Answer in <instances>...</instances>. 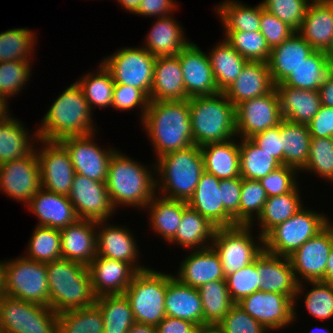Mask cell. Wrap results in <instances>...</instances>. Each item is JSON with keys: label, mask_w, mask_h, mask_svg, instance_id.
Masks as SVG:
<instances>
[{"label": "cell", "mask_w": 333, "mask_h": 333, "mask_svg": "<svg viewBox=\"0 0 333 333\" xmlns=\"http://www.w3.org/2000/svg\"><path fill=\"white\" fill-rule=\"evenodd\" d=\"M34 39L36 36L27 27L0 33V62L30 60Z\"/></svg>", "instance_id": "obj_50"}, {"label": "cell", "mask_w": 333, "mask_h": 333, "mask_svg": "<svg viewBox=\"0 0 333 333\" xmlns=\"http://www.w3.org/2000/svg\"><path fill=\"white\" fill-rule=\"evenodd\" d=\"M39 141L45 144L37 153L41 188L68 196L76 174L68 152L58 141L38 140V144Z\"/></svg>", "instance_id": "obj_18"}, {"label": "cell", "mask_w": 333, "mask_h": 333, "mask_svg": "<svg viewBox=\"0 0 333 333\" xmlns=\"http://www.w3.org/2000/svg\"><path fill=\"white\" fill-rule=\"evenodd\" d=\"M149 99L153 101L187 100L179 57H156L153 85Z\"/></svg>", "instance_id": "obj_31"}, {"label": "cell", "mask_w": 333, "mask_h": 333, "mask_svg": "<svg viewBox=\"0 0 333 333\" xmlns=\"http://www.w3.org/2000/svg\"><path fill=\"white\" fill-rule=\"evenodd\" d=\"M127 333H157L156 326L135 322Z\"/></svg>", "instance_id": "obj_68"}, {"label": "cell", "mask_w": 333, "mask_h": 333, "mask_svg": "<svg viewBox=\"0 0 333 333\" xmlns=\"http://www.w3.org/2000/svg\"><path fill=\"white\" fill-rule=\"evenodd\" d=\"M333 70V61L326 52L314 51L281 83L297 89L318 91Z\"/></svg>", "instance_id": "obj_36"}, {"label": "cell", "mask_w": 333, "mask_h": 333, "mask_svg": "<svg viewBox=\"0 0 333 333\" xmlns=\"http://www.w3.org/2000/svg\"><path fill=\"white\" fill-rule=\"evenodd\" d=\"M251 225L216 228L211 246L218 253L225 277L249 265L263 252L254 241Z\"/></svg>", "instance_id": "obj_11"}, {"label": "cell", "mask_w": 333, "mask_h": 333, "mask_svg": "<svg viewBox=\"0 0 333 333\" xmlns=\"http://www.w3.org/2000/svg\"><path fill=\"white\" fill-rule=\"evenodd\" d=\"M314 51V48L298 32L280 45L273 47L268 65L274 85L282 83Z\"/></svg>", "instance_id": "obj_32"}, {"label": "cell", "mask_w": 333, "mask_h": 333, "mask_svg": "<svg viewBox=\"0 0 333 333\" xmlns=\"http://www.w3.org/2000/svg\"><path fill=\"white\" fill-rule=\"evenodd\" d=\"M313 286L305 295V306L314 317L325 320L333 317V285L322 280L308 281Z\"/></svg>", "instance_id": "obj_56"}, {"label": "cell", "mask_w": 333, "mask_h": 333, "mask_svg": "<svg viewBox=\"0 0 333 333\" xmlns=\"http://www.w3.org/2000/svg\"><path fill=\"white\" fill-rule=\"evenodd\" d=\"M241 139L239 142L241 178L259 181L282 166L277 159L262 151L250 138Z\"/></svg>", "instance_id": "obj_44"}, {"label": "cell", "mask_w": 333, "mask_h": 333, "mask_svg": "<svg viewBox=\"0 0 333 333\" xmlns=\"http://www.w3.org/2000/svg\"><path fill=\"white\" fill-rule=\"evenodd\" d=\"M268 196L266 190L257 180L242 178L240 198V225H252L253 215L261 214ZM255 212V213H254Z\"/></svg>", "instance_id": "obj_53"}, {"label": "cell", "mask_w": 333, "mask_h": 333, "mask_svg": "<svg viewBox=\"0 0 333 333\" xmlns=\"http://www.w3.org/2000/svg\"><path fill=\"white\" fill-rule=\"evenodd\" d=\"M332 244L333 224L329 222L320 232L308 239L288 257L298 283H300V279L308 282L320 281L325 278ZM300 276L301 278H299Z\"/></svg>", "instance_id": "obj_15"}, {"label": "cell", "mask_w": 333, "mask_h": 333, "mask_svg": "<svg viewBox=\"0 0 333 333\" xmlns=\"http://www.w3.org/2000/svg\"><path fill=\"white\" fill-rule=\"evenodd\" d=\"M5 262H0V297L5 295Z\"/></svg>", "instance_id": "obj_72"}, {"label": "cell", "mask_w": 333, "mask_h": 333, "mask_svg": "<svg viewBox=\"0 0 333 333\" xmlns=\"http://www.w3.org/2000/svg\"><path fill=\"white\" fill-rule=\"evenodd\" d=\"M262 151H265L283 165L281 123L273 128L255 134L250 138Z\"/></svg>", "instance_id": "obj_63"}, {"label": "cell", "mask_w": 333, "mask_h": 333, "mask_svg": "<svg viewBox=\"0 0 333 333\" xmlns=\"http://www.w3.org/2000/svg\"><path fill=\"white\" fill-rule=\"evenodd\" d=\"M93 135L70 136L58 142L68 152L76 174L98 182H106L108 164L116 149H101L92 140Z\"/></svg>", "instance_id": "obj_16"}, {"label": "cell", "mask_w": 333, "mask_h": 333, "mask_svg": "<svg viewBox=\"0 0 333 333\" xmlns=\"http://www.w3.org/2000/svg\"><path fill=\"white\" fill-rule=\"evenodd\" d=\"M321 105L333 107V70L318 89Z\"/></svg>", "instance_id": "obj_67"}, {"label": "cell", "mask_w": 333, "mask_h": 333, "mask_svg": "<svg viewBox=\"0 0 333 333\" xmlns=\"http://www.w3.org/2000/svg\"><path fill=\"white\" fill-rule=\"evenodd\" d=\"M150 99L141 90L133 86L116 84L113 90L112 107L118 110H131L137 106H142L141 119L143 120L147 111Z\"/></svg>", "instance_id": "obj_61"}, {"label": "cell", "mask_w": 333, "mask_h": 333, "mask_svg": "<svg viewBox=\"0 0 333 333\" xmlns=\"http://www.w3.org/2000/svg\"><path fill=\"white\" fill-rule=\"evenodd\" d=\"M27 204V207L39 218L37 226L61 230L79 219L68 196L52 193L43 188L33 195Z\"/></svg>", "instance_id": "obj_27"}, {"label": "cell", "mask_w": 333, "mask_h": 333, "mask_svg": "<svg viewBox=\"0 0 333 333\" xmlns=\"http://www.w3.org/2000/svg\"><path fill=\"white\" fill-rule=\"evenodd\" d=\"M178 271L174 277L196 289L214 280H226L220 257L212 246L195 249L182 261Z\"/></svg>", "instance_id": "obj_28"}, {"label": "cell", "mask_w": 333, "mask_h": 333, "mask_svg": "<svg viewBox=\"0 0 333 333\" xmlns=\"http://www.w3.org/2000/svg\"><path fill=\"white\" fill-rule=\"evenodd\" d=\"M302 170L333 182V137L311 138L308 161Z\"/></svg>", "instance_id": "obj_52"}, {"label": "cell", "mask_w": 333, "mask_h": 333, "mask_svg": "<svg viewBox=\"0 0 333 333\" xmlns=\"http://www.w3.org/2000/svg\"><path fill=\"white\" fill-rule=\"evenodd\" d=\"M28 243L27 258L41 263L61 259V235L58 229L36 226Z\"/></svg>", "instance_id": "obj_49"}, {"label": "cell", "mask_w": 333, "mask_h": 333, "mask_svg": "<svg viewBox=\"0 0 333 333\" xmlns=\"http://www.w3.org/2000/svg\"><path fill=\"white\" fill-rule=\"evenodd\" d=\"M307 127L311 138L333 137V107L321 105Z\"/></svg>", "instance_id": "obj_64"}, {"label": "cell", "mask_w": 333, "mask_h": 333, "mask_svg": "<svg viewBox=\"0 0 333 333\" xmlns=\"http://www.w3.org/2000/svg\"><path fill=\"white\" fill-rule=\"evenodd\" d=\"M147 207L153 229L169 242L176 234L182 213L188 207V203L154 196Z\"/></svg>", "instance_id": "obj_41"}, {"label": "cell", "mask_w": 333, "mask_h": 333, "mask_svg": "<svg viewBox=\"0 0 333 333\" xmlns=\"http://www.w3.org/2000/svg\"><path fill=\"white\" fill-rule=\"evenodd\" d=\"M225 39L232 47L248 61H262L268 63L271 48L260 31H224Z\"/></svg>", "instance_id": "obj_51"}, {"label": "cell", "mask_w": 333, "mask_h": 333, "mask_svg": "<svg viewBox=\"0 0 333 333\" xmlns=\"http://www.w3.org/2000/svg\"><path fill=\"white\" fill-rule=\"evenodd\" d=\"M204 313V324H218L234 305L226 280H214L198 288Z\"/></svg>", "instance_id": "obj_46"}, {"label": "cell", "mask_w": 333, "mask_h": 333, "mask_svg": "<svg viewBox=\"0 0 333 333\" xmlns=\"http://www.w3.org/2000/svg\"><path fill=\"white\" fill-rule=\"evenodd\" d=\"M157 160L154 169L160 173V182L156 180V189H163L161 192L167 194L162 196L164 198L188 202L205 171L200 147L193 144L164 154Z\"/></svg>", "instance_id": "obj_6"}, {"label": "cell", "mask_w": 333, "mask_h": 333, "mask_svg": "<svg viewBox=\"0 0 333 333\" xmlns=\"http://www.w3.org/2000/svg\"><path fill=\"white\" fill-rule=\"evenodd\" d=\"M142 0H118V3L123 6L122 9L129 11L130 13H135Z\"/></svg>", "instance_id": "obj_71"}, {"label": "cell", "mask_w": 333, "mask_h": 333, "mask_svg": "<svg viewBox=\"0 0 333 333\" xmlns=\"http://www.w3.org/2000/svg\"><path fill=\"white\" fill-rule=\"evenodd\" d=\"M241 186V177L220 180L223 207L233 217V226L240 225Z\"/></svg>", "instance_id": "obj_62"}, {"label": "cell", "mask_w": 333, "mask_h": 333, "mask_svg": "<svg viewBox=\"0 0 333 333\" xmlns=\"http://www.w3.org/2000/svg\"><path fill=\"white\" fill-rule=\"evenodd\" d=\"M12 260L5 261V295L49 306L46 263L24 255Z\"/></svg>", "instance_id": "obj_10"}, {"label": "cell", "mask_w": 333, "mask_h": 333, "mask_svg": "<svg viewBox=\"0 0 333 333\" xmlns=\"http://www.w3.org/2000/svg\"><path fill=\"white\" fill-rule=\"evenodd\" d=\"M238 305L268 331L282 329L296 319L293 300L281 293L256 291Z\"/></svg>", "instance_id": "obj_17"}, {"label": "cell", "mask_w": 333, "mask_h": 333, "mask_svg": "<svg viewBox=\"0 0 333 333\" xmlns=\"http://www.w3.org/2000/svg\"><path fill=\"white\" fill-rule=\"evenodd\" d=\"M260 32L272 49L290 38L296 31L265 10L261 4Z\"/></svg>", "instance_id": "obj_60"}, {"label": "cell", "mask_w": 333, "mask_h": 333, "mask_svg": "<svg viewBox=\"0 0 333 333\" xmlns=\"http://www.w3.org/2000/svg\"><path fill=\"white\" fill-rule=\"evenodd\" d=\"M197 325L183 319L166 316L157 326V333H195Z\"/></svg>", "instance_id": "obj_66"}, {"label": "cell", "mask_w": 333, "mask_h": 333, "mask_svg": "<svg viewBox=\"0 0 333 333\" xmlns=\"http://www.w3.org/2000/svg\"><path fill=\"white\" fill-rule=\"evenodd\" d=\"M167 284L168 274L150 268L135 275L124 292L135 322L157 326L166 317Z\"/></svg>", "instance_id": "obj_7"}, {"label": "cell", "mask_w": 333, "mask_h": 333, "mask_svg": "<svg viewBox=\"0 0 333 333\" xmlns=\"http://www.w3.org/2000/svg\"><path fill=\"white\" fill-rule=\"evenodd\" d=\"M95 304L103 317V333H127L135 323L129 301L124 294L96 297Z\"/></svg>", "instance_id": "obj_43"}, {"label": "cell", "mask_w": 333, "mask_h": 333, "mask_svg": "<svg viewBox=\"0 0 333 333\" xmlns=\"http://www.w3.org/2000/svg\"><path fill=\"white\" fill-rule=\"evenodd\" d=\"M166 316L190 321L197 326L204 325V313L199 290L168 275L165 294Z\"/></svg>", "instance_id": "obj_30"}, {"label": "cell", "mask_w": 333, "mask_h": 333, "mask_svg": "<svg viewBox=\"0 0 333 333\" xmlns=\"http://www.w3.org/2000/svg\"><path fill=\"white\" fill-rule=\"evenodd\" d=\"M327 218L302 208L264 237V250L273 255L289 257L329 223Z\"/></svg>", "instance_id": "obj_9"}, {"label": "cell", "mask_w": 333, "mask_h": 333, "mask_svg": "<svg viewBox=\"0 0 333 333\" xmlns=\"http://www.w3.org/2000/svg\"><path fill=\"white\" fill-rule=\"evenodd\" d=\"M188 206L207 218L217 228L233 227V217L224 209L220 179L204 171Z\"/></svg>", "instance_id": "obj_23"}, {"label": "cell", "mask_w": 333, "mask_h": 333, "mask_svg": "<svg viewBox=\"0 0 333 333\" xmlns=\"http://www.w3.org/2000/svg\"><path fill=\"white\" fill-rule=\"evenodd\" d=\"M227 288L234 304L250 294L260 291L261 280L256 268V259L249 265L226 276Z\"/></svg>", "instance_id": "obj_54"}, {"label": "cell", "mask_w": 333, "mask_h": 333, "mask_svg": "<svg viewBox=\"0 0 333 333\" xmlns=\"http://www.w3.org/2000/svg\"><path fill=\"white\" fill-rule=\"evenodd\" d=\"M256 268L261 280L260 291L281 293L293 300L303 292L302 281L297 282L288 257L277 256L263 250L256 258Z\"/></svg>", "instance_id": "obj_20"}, {"label": "cell", "mask_w": 333, "mask_h": 333, "mask_svg": "<svg viewBox=\"0 0 333 333\" xmlns=\"http://www.w3.org/2000/svg\"><path fill=\"white\" fill-rule=\"evenodd\" d=\"M0 333H58V314L49 306L0 297Z\"/></svg>", "instance_id": "obj_8"}, {"label": "cell", "mask_w": 333, "mask_h": 333, "mask_svg": "<svg viewBox=\"0 0 333 333\" xmlns=\"http://www.w3.org/2000/svg\"><path fill=\"white\" fill-rule=\"evenodd\" d=\"M96 226V221L78 219L61 229V258L88 266L97 255Z\"/></svg>", "instance_id": "obj_26"}, {"label": "cell", "mask_w": 333, "mask_h": 333, "mask_svg": "<svg viewBox=\"0 0 333 333\" xmlns=\"http://www.w3.org/2000/svg\"><path fill=\"white\" fill-rule=\"evenodd\" d=\"M28 133L23 124L10 115L0 122V164L24 158L34 150L29 138L32 135Z\"/></svg>", "instance_id": "obj_42"}, {"label": "cell", "mask_w": 333, "mask_h": 333, "mask_svg": "<svg viewBox=\"0 0 333 333\" xmlns=\"http://www.w3.org/2000/svg\"><path fill=\"white\" fill-rule=\"evenodd\" d=\"M98 68L97 74L81 77L77 84L81 87L83 94L88 101L91 110L92 105L95 107H110L112 106L113 90L115 83L113 81L111 73L104 67L102 63Z\"/></svg>", "instance_id": "obj_48"}, {"label": "cell", "mask_w": 333, "mask_h": 333, "mask_svg": "<svg viewBox=\"0 0 333 333\" xmlns=\"http://www.w3.org/2000/svg\"><path fill=\"white\" fill-rule=\"evenodd\" d=\"M171 14L158 18L146 36L145 49L155 57L176 56L189 43Z\"/></svg>", "instance_id": "obj_34"}, {"label": "cell", "mask_w": 333, "mask_h": 333, "mask_svg": "<svg viewBox=\"0 0 333 333\" xmlns=\"http://www.w3.org/2000/svg\"><path fill=\"white\" fill-rule=\"evenodd\" d=\"M31 61L0 62V98L6 102L7 98L16 95L30 78Z\"/></svg>", "instance_id": "obj_55"}, {"label": "cell", "mask_w": 333, "mask_h": 333, "mask_svg": "<svg viewBox=\"0 0 333 333\" xmlns=\"http://www.w3.org/2000/svg\"><path fill=\"white\" fill-rule=\"evenodd\" d=\"M92 115L81 87L75 82L51 105L34 138L59 141L70 136L94 134Z\"/></svg>", "instance_id": "obj_2"}, {"label": "cell", "mask_w": 333, "mask_h": 333, "mask_svg": "<svg viewBox=\"0 0 333 333\" xmlns=\"http://www.w3.org/2000/svg\"><path fill=\"white\" fill-rule=\"evenodd\" d=\"M282 120L275 87L265 95L245 100L235 106L236 133L240 138H251L257 133L278 126Z\"/></svg>", "instance_id": "obj_13"}, {"label": "cell", "mask_w": 333, "mask_h": 333, "mask_svg": "<svg viewBox=\"0 0 333 333\" xmlns=\"http://www.w3.org/2000/svg\"><path fill=\"white\" fill-rule=\"evenodd\" d=\"M297 32L315 51L329 53L333 40V0H312Z\"/></svg>", "instance_id": "obj_24"}, {"label": "cell", "mask_w": 333, "mask_h": 333, "mask_svg": "<svg viewBox=\"0 0 333 333\" xmlns=\"http://www.w3.org/2000/svg\"><path fill=\"white\" fill-rule=\"evenodd\" d=\"M40 189L37 149L24 158L0 164V190L7 196L27 204Z\"/></svg>", "instance_id": "obj_14"}, {"label": "cell", "mask_w": 333, "mask_h": 333, "mask_svg": "<svg viewBox=\"0 0 333 333\" xmlns=\"http://www.w3.org/2000/svg\"><path fill=\"white\" fill-rule=\"evenodd\" d=\"M177 3L173 0H142L134 14L139 16H157L158 18L168 16L177 8Z\"/></svg>", "instance_id": "obj_65"}, {"label": "cell", "mask_w": 333, "mask_h": 333, "mask_svg": "<svg viewBox=\"0 0 333 333\" xmlns=\"http://www.w3.org/2000/svg\"><path fill=\"white\" fill-rule=\"evenodd\" d=\"M322 281L333 285V244H332V248H331L327 266H326L325 278Z\"/></svg>", "instance_id": "obj_69"}, {"label": "cell", "mask_w": 333, "mask_h": 333, "mask_svg": "<svg viewBox=\"0 0 333 333\" xmlns=\"http://www.w3.org/2000/svg\"><path fill=\"white\" fill-rule=\"evenodd\" d=\"M322 329H323V328H321V327L319 328V327H318V329H317V328L314 329L316 332L313 330L314 332L311 331L310 333H318V331H319V333H321V332H322V333H330V331H329L327 328L324 329V331H323ZM321 330H322V331H321ZM326 331H327V332H326Z\"/></svg>", "instance_id": "obj_74"}, {"label": "cell", "mask_w": 333, "mask_h": 333, "mask_svg": "<svg viewBox=\"0 0 333 333\" xmlns=\"http://www.w3.org/2000/svg\"><path fill=\"white\" fill-rule=\"evenodd\" d=\"M142 121L158 158L194 144L189 99L150 100Z\"/></svg>", "instance_id": "obj_1"}, {"label": "cell", "mask_w": 333, "mask_h": 333, "mask_svg": "<svg viewBox=\"0 0 333 333\" xmlns=\"http://www.w3.org/2000/svg\"><path fill=\"white\" fill-rule=\"evenodd\" d=\"M195 333H223L218 324H204L197 327Z\"/></svg>", "instance_id": "obj_70"}, {"label": "cell", "mask_w": 333, "mask_h": 333, "mask_svg": "<svg viewBox=\"0 0 333 333\" xmlns=\"http://www.w3.org/2000/svg\"><path fill=\"white\" fill-rule=\"evenodd\" d=\"M299 190L296 185L286 194L267 198L263 210L257 218V221L260 222L258 225L261 227V231H259L261 233L258 235L260 243H264V237L274 227L285 222L303 208Z\"/></svg>", "instance_id": "obj_38"}, {"label": "cell", "mask_w": 333, "mask_h": 333, "mask_svg": "<svg viewBox=\"0 0 333 333\" xmlns=\"http://www.w3.org/2000/svg\"><path fill=\"white\" fill-rule=\"evenodd\" d=\"M283 119L307 125L321 107L318 91L275 85Z\"/></svg>", "instance_id": "obj_33"}, {"label": "cell", "mask_w": 333, "mask_h": 333, "mask_svg": "<svg viewBox=\"0 0 333 333\" xmlns=\"http://www.w3.org/2000/svg\"><path fill=\"white\" fill-rule=\"evenodd\" d=\"M107 57L102 64L111 73L114 83L136 87L149 97L154 77V55L142 46L125 47Z\"/></svg>", "instance_id": "obj_12"}, {"label": "cell", "mask_w": 333, "mask_h": 333, "mask_svg": "<svg viewBox=\"0 0 333 333\" xmlns=\"http://www.w3.org/2000/svg\"><path fill=\"white\" fill-rule=\"evenodd\" d=\"M274 87L268 63L247 61L237 79L223 93L236 106L265 95Z\"/></svg>", "instance_id": "obj_29"}, {"label": "cell", "mask_w": 333, "mask_h": 333, "mask_svg": "<svg viewBox=\"0 0 333 333\" xmlns=\"http://www.w3.org/2000/svg\"><path fill=\"white\" fill-rule=\"evenodd\" d=\"M96 297L124 294L138 271L129 263L96 255L88 265Z\"/></svg>", "instance_id": "obj_22"}, {"label": "cell", "mask_w": 333, "mask_h": 333, "mask_svg": "<svg viewBox=\"0 0 333 333\" xmlns=\"http://www.w3.org/2000/svg\"><path fill=\"white\" fill-rule=\"evenodd\" d=\"M225 31H260L261 3L256 7L226 0L216 6Z\"/></svg>", "instance_id": "obj_45"}, {"label": "cell", "mask_w": 333, "mask_h": 333, "mask_svg": "<svg viewBox=\"0 0 333 333\" xmlns=\"http://www.w3.org/2000/svg\"><path fill=\"white\" fill-rule=\"evenodd\" d=\"M115 151L108 164L106 186L113 207L127 205L145 208L156 195L151 170ZM118 205V206H117Z\"/></svg>", "instance_id": "obj_4"}, {"label": "cell", "mask_w": 333, "mask_h": 333, "mask_svg": "<svg viewBox=\"0 0 333 333\" xmlns=\"http://www.w3.org/2000/svg\"><path fill=\"white\" fill-rule=\"evenodd\" d=\"M193 142L201 147L236 137L235 106L223 92L189 98Z\"/></svg>", "instance_id": "obj_5"}, {"label": "cell", "mask_w": 333, "mask_h": 333, "mask_svg": "<svg viewBox=\"0 0 333 333\" xmlns=\"http://www.w3.org/2000/svg\"><path fill=\"white\" fill-rule=\"evenodd\" d=\"M204 170L218 179H234L240 176L239 143L233 139L221 143H209L200 147Z\"/></svg>", "instance_id": "obj_35"}, {"label": "cell", "mask_w": 333, "mask_h": 333, "mask_svg": "<svg viewBox=\"0 0 333 333\" xmlns=\"http://www.w3.org/2000/svg\"><path fill=\"white\" fill-rule=\"evenodd\" d=\"M281 136L283 165L293 167L297 172L301 171L308 161L311 142L307 125L283 119Z\"/></svg>", "instance_id": "obj_39"}, {"label": "cell", "mask_w": 333, "mask_h": 333, "mask_svg": "<svg viewBox=\"0 0 333 333\" xmlns=\"http://www.w3.org/2000/svg\"><path fill=\"white\" fill-rule=\"evenodd\" d=\"M7 102L0 98V122L3 121L8 115H9V111L7 110L8 109V106H7ZM8 113V114H7Z\"/></svg>", "instance_id": "obj_73"}, {"label": "cell", "mask_w": 333, "mask_h": 333, "mask_svg": "<svg viewBox=\"0 0 333 333\" xmlns=\"http://www.w3.org/2000/svg\"><path fill=\"white\" fill-rule=\"evenodd\" d=\"M216 228L207 218L188 206L183 211L176 234L169 243L176 242L187 249H205L211 246L209 244L212 243Z\"/></svg>", "instance_id": "obj_37"}, {"label": "cell", "mask_w": 333, "mask_h": 333, "mask_svg": "<svg viewBox=\"0 0 333 333\" xmlns=\"http://www.w3.org/2000/svg\"><path fill=\"white\" fill-rule=\"evenodd\" d=\"M223 333H267L257 320L252 318L238 304H234L229 313L218 323Z\"/></svg>", "instance_id": "obj_58"}, {"label": "cell", "mask_w": 333, "mask_h": 333, "mask_svg": "<svg viewBox=\"0 0 333 333\" xmlns=\"http://www.w3.org/2000/svg\"><path fill=\"white\" fill-rule=\"evenodd\" d=\"M328 55L330 56V58L333 61V40H332V46H331V51L328 53Z\"/></svg>", "instance_id": "obj_75"}, {"label": "cell", "mask_w": 333, "mask_h": 333, "mask_svg": "<svg viewBox=\"0 0 333 333\" xmlns=\"http://www.w3.org/2000/svg\"><path fill=\"white\" fill-rule=\"evenodd\" d=\"M296 169L282 165L261 178L259 182L266 190L268 197L283 195L290 192L296 185Z\"/></svg>", "instance_id": "obj_59"}, {"label": "cell", "mask_w": 333, "mask_h": 333, "mask_svg": "<svg viewBox=\"0 0 333 333\" xmlns=\"http://www.w3.org/2000/svg\"><path fill=\"white\" fill-rule=\"evenodd\" d=\"M68 197L79 219L106 221L116 210L111 203L106 182H98L83 175H74Z\"/></svg>", "instance_id": "obj_19"}, {"label": "cell", "mask_w": 333, "mask_h": 333, "mask_svg": "<svg viewBox=\"0 0 333 333\" xmlns=\"http://www.w3.org/2000/svg\"><path fill=\"white\" fill-rule=\"evenodd\" d=\"M49 307L58 313L90 307L96 296L87 265L67 259L46 263Z\"/></svg>", "instance_id": "obj_3"}, {"label": "cell", "mask_w": 333, "mask_h": 333, "mask_svg": "<svg viewBox=\"0 0 333 333\" xmlns=\"http://www.w3.org/2000/svg\"><path fill=\"white\" fill-rule=\"evenodd\" d=\"M208 57L220 92H224L237 79L248 61L225 38L208 53Z\"/></svg>", "instance_id": "obj_40"}, {"label": "cell", "mask_w": 333, "mask_h": 333, "mask_svg": "<svg viewBox=\"0 0 333 333\" xmlns=\"http://www.w3.org/2000/svg\"><path fill=\"white\" fill-rule=\"evenodd\" d=\"M105 222V223H104ZM106 221H98L96 230L97 255L131 264L138 272L148 268L137 264L138 247L135 239L124 227L105 225ZM100 226V227H99ZM136 263V264H135Z\"/></svg>", "instance_id": "obj_25"}, {"label": "cell", "mask_w": 333, "mask_h": 333, "mask_svg": "<svg viewBox=\"0 0 333 333\" xmlns=\"http://www.w3.org/2000/svg\"><path fill=\"white\" fill-rule=\"evenodd\" d=\"M312 0H264L263 8L292 27L296 32L301 27L309 3Z\"/></svg>", "instance_id": "obj_57"}, {"label": "cell", "mask_w": 333, "mask_h": 333, "mask_svg": "<svg viewBox=\"0 0 333 333\" xmlns=\"http://www.w3.org/2000/svg\"><path fill=\"white\" fill-rule=\"evenodd\" d=\"M103 325L102 312L96 304L58 313V333H103Z\"/></svg>", "instance_id": "obj_47"}, {"label": "cell", "mask_w": 333, "mask_h": 333, "mask_svg": "<svg viewBox=\"0 0 333 333\" xmlns=\"http://www.w3.org/2000/svg\"><path fill=\"white\" fill-rule=\"evenodd\" d=\"M177 56L188 99L211 96L220 92L216 86L209 57L195 43L189 41Z\"/></svg>", "instance_id": "obj_21"}]
</instances>
